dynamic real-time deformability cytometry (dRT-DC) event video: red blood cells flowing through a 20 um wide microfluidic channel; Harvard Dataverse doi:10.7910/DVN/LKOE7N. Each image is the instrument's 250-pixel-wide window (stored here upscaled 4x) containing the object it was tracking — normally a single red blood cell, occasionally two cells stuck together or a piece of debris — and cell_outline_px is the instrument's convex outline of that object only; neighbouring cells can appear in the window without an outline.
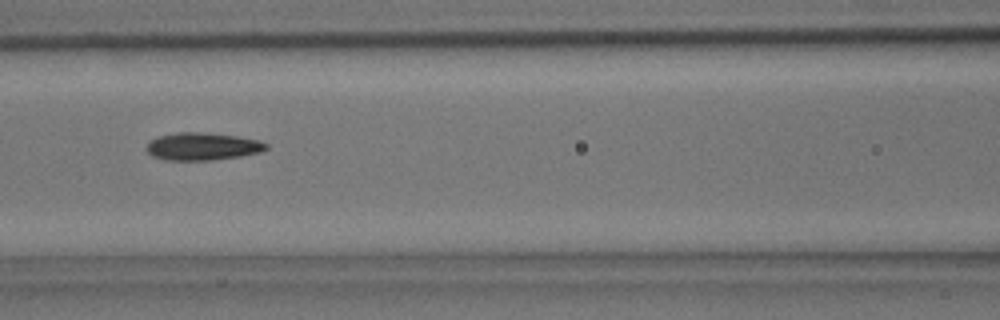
{"species": "common noctule bat (a hibernating species)", "species_latin": "Nyctalus noctula", "temperature_condition": "room temperature", "stored_images_in_passage": 7, "camera_frame_rate_fps": 3000, "um_per_image_px": 0.085, "animal": {"sex": "male", "body_mass_g": 15.6}, "frame": {"image": 1, "passage_image": 6, "time_ms": 1.667, "image_size_px": [1000, 320], "cell_outline_px": [[268, 148], [260, 152], [240, 156], [212, 160], [164, 160], [152, 156], [144, 148], [148, 140], [156, 136], [176, 132], [204, 132], [236, 136], [260, 140], [268, 144]], "centroid_in_image_um": [17.15, 12.44], "position_along_channel_um": 149.4, "area_um2": 19.54}}